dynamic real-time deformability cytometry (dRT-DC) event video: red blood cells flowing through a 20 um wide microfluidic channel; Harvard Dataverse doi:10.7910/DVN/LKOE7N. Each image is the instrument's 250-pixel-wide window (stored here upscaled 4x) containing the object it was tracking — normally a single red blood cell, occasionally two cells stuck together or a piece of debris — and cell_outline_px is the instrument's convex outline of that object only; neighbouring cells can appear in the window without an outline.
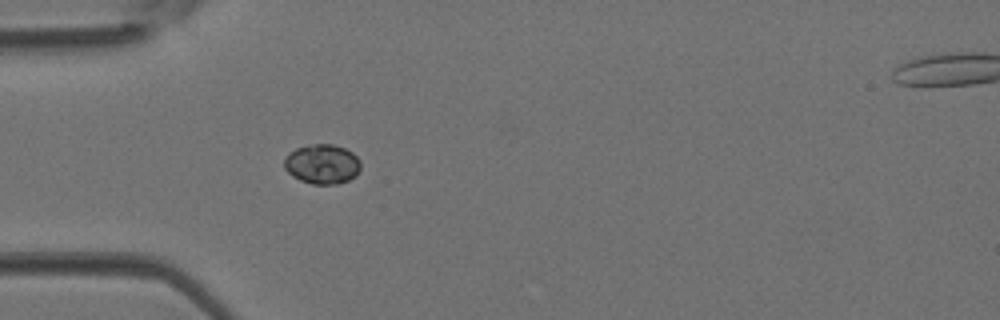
{"species": "Egyptian fruit bat (a non-hibernating species)", "species_latin": "Rousettus aegyptiacus", "temperature_condition": "room temperature", "stored_images_in_passage": 31, "camera_frame_rate_fps": 3000, "um_per_image_px": 0.085, "animal": {"sex": "female"}, "frame": {"image": 1, "passage_image": 1, "time_ms": 0.0, "image_size_px": [1000, 320], "cell_outline_px": [[360, 168], [356, 176], [348, 180], [336, 184], [312, 184], [300, 180], [292, 176], [284, 168], [284, 160], [296, 148], [312, 144], [332, 144], [344, 148], [352, 152], [360, 160]], "centroid_in_image_um": [27.4, 13.95], "position_along_channel_um": 57.6, "area_um2": 17.57}}
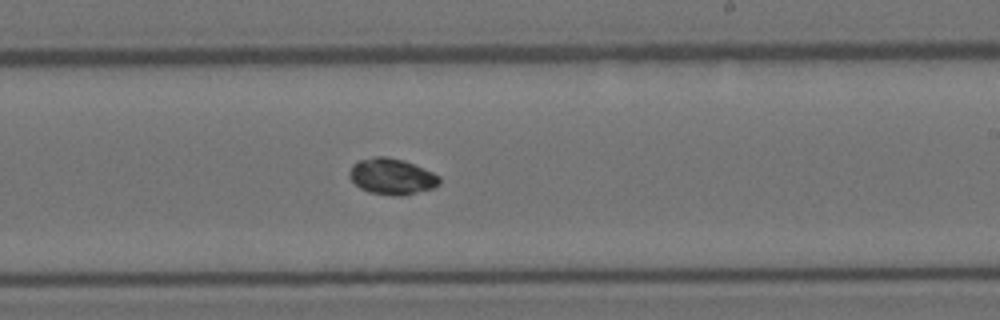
{"frame": {"image": 2, "passage_image": 14, "time_ms": 4.333, "image_size_px": [1000, 320], "cell_outline_px": [[440, 184], [432, 188], [400, 196], [392, 196], [368, 192], [360, 188], [348, 176], [348, 172], [352, 164], [356, 160], [376, 156], [388, 156], [404, 160], [432, 172], [440, 176]], "centroid_in_image_um": [33.26, 14.99], "position_along_channel_um": 255.7, "area_um2": 19.07}}
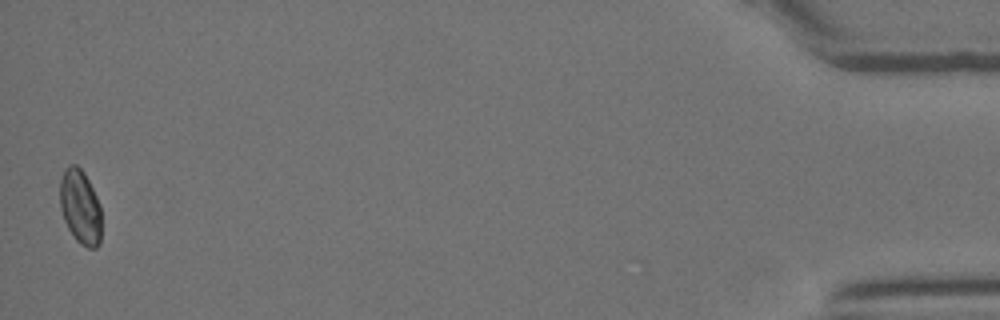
{"frame": {"image": 3, "passage_image": 31, "time_ms": 10.0, "image_size_px": [1000, 320], "cell_outline_px": [[100, 244], [96, 248], [88, 248], [80, 244], [76, 240], [68, 228], [64, 220], [60, 208], [60, 180], [64, 168], [68, 164], [76, 164], [84, 172], [100, 204]], "centroid_in_image_um": [6.81, 17.57], "position_along_channel_um": 428.4, "area_um2": 18.09}}